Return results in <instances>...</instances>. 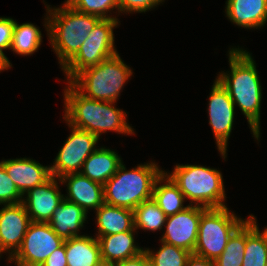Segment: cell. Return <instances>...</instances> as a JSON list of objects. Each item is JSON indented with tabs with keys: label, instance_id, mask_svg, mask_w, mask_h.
Here are the masks:
<instances>
[{
	"label": "cell",
	"instance_id": "cell-1",
	"mask_svg": "<svg viewBox=\"0 0 267 266\" xmlns=\"http://www.w3.org/2000/svg\"><path fill=\"white\" fill-rule=\"evenodd\" d=\"M229 63L231 73H220L216 79L228 91L234 104L240 107L258 140L262 88L255 61L246 50L232 48L229 51Z\"/></svg>",
	"mask_w": 267,
	"mask_h": 266
},
{
	"label": "cell",
	"instance_id": "cell-2",
	"mask_svg": "<svg viewBox=\"0 0 267 266\" xmlns=\"http://www.w3.org/2000/svg\"><path fill=\"white\" fill-rule=\"evenodd\" d=\"M64 91L65 115L68 125L95 134L98 138L106 131L133 134L126 122V113L112 106L115 102L86 98L70 82Z\"/></svg>",
	"mask_w": 267,
	"mask_h": 266
},
{
	"label": "cell",
	"instance_id": "cell-3",
	"mask_svg": "<svg viewBox=\"0 0 267 266\" xmlns=\"http://www.w3.org/2000/svg\"><path fill=\"white\" fill-rule=\"evenodd\" d=\"M45 27L59 63L63 67L88 38L96 23L101 19L96 15L84 14L74 10L66 2L63 7H47Z\"/></svg>",
	"mask_w": 267,
	"mask_h": 266
},
{
	"label": "cell",
	"instance_id": "cell-4",
	"mask_svg": "<svg viewBox=\"0 0 267 266\" xmlns=\"http://www.w3.org/2000/svg\"><path fill=\"white\" fill-rule=\"evenodd\" d=\"M163 172L152 162L127 171L122 162L114 176L103 185L105 204L134 210L152 198L155 181Z\"/></svg>",
	"mask_w": 267,
	"mask_h": 266
},
{
	"label": "cell",
	"instance_id": "cell-5",
	"mask_svg": "<svg viewBox=\"0 0 267 266\" xmlns=\"http://www.w3.org/2000/svg\"><path fill=\"white\" fill-rule=\"evenodd\" d=\"M132 70L119 54L80 71L70 83L86 98L115 102Z\"/></svg>",
	"mask_w": 267,
	"mask_h": 266
},
{
	"label": "cell",
	"instance_id": "cell-6",
	"mask_svg": "<svg viewBox=\"0 0 267 266\" xmlns=\"http://www.w3.org/2000/svg\"><path fill=\"white\" fill-rule=\"evenodd\" d=\"M179 187L190 205L205 208L226 207L223 177L219 170L200 165H176L172 174L168 175Z\"/></svg>",
	"mask_w": 267,
	"mask_h": 266
},
{
	"label": "cell",
	"instance_id": "cell-7",
	"mask_svg": "<svg viewBox=\"0 0 267 266\" xmlns=\"http://www.w3.org/2000/svg\"><path fill=\"white\" fill-rule=\"evenodd\" d=\"M245 221L227 207L207 208L199 222L198 238L194 254L215 261L224 251L231 235Z\"/></svg>",
	"mask_w": 267,
	"mask_h": 266
},
{
	"label": "cell",
	"instance_id": "cell-8",
	"mask_svg": "<svg viewBox=\"0 0 267 266\" xmlns=\"http://www.w3.org/2000/svg\"><path fill=\"white\" fill-rule=\"evenodd\" d=\"M118 19H100L79 51L62 67L70 82L80 71L116 55L113 29Z\"/></svg>",
	"mask_w": 267,
	"mask_h": 266
},
{
	"label": "cell",
	"instance_id": "cell-9",
	"mask_svg": "<svg viewBox=\"0 0 267 266\" xmlns=\"http://www.w3.org/2000/svg\"><path fill=\"white\" fill-rule=\"evenodd\" d=\"M63 243L48 222L31 221L21 247L9 261H15L17 266H41Z\"/></svg>",
	"mask_w": 267,
	"mask_h": 266
},
{
	"label": "cell",
	"instance_id": "cell-10",
	"mask_svg": "<svg viewBox=\"0 0 267 266\" xmlns=\"http://www.w3.org/2000/svg\"><path fill=\"white\" fill-rule=\"evenodd\" d=\"M70 128L72 133L57 154L54 165L50 167L51 175L58 179L66 174L79 173L84 161L96 150L95 145L99 140L88 131Z\"/></svg>",
	"mask_w": 267,
	"mask_h": 266
},
{
	"label": "cell",
	"instance_id": "cell-11",
	"mask_svg": "<svg viewBox=\"0 0 267 266\" xmlns=\"http://www.w3.org/2000/svg\"><path fill=\"white\" fill-rule=\"evenodd\" d=\"M235 104L228 91L216 79L209 96V124L212 127L216 143L222 158H226L228 138L234 120Z\"/></svg>",
	"mask_w": 267,
	"mask_h": 266
},
{
	"label": "cell",
	"instance_id": "cell-12",
	"mask_svg": "<svg viewBox=\"0 0 267 266\" xmlns=\"http://www.w3.org/2000/svg\"><path fill=\"white\" fill-rule=\"evenodd\" d=\"M206 209L189 204L185 210L167 216L166 231L161 241L193 253L197 243L201 214Z\"/></svg>",
	"mask_w": 267,
	"mask_h": 266
},
{
	"label": "cell",
	"instance_id": "cell-13",
	"mask_svg": "<svg viewBox=\"0 0 267 266\" xmlns=\"http://www.w3.org/2000/svg\"><path fill=\"white\" fill-rule=\"evenodd\" d=\"M30 223L23 203L4 205L0 210V250L8 251V259L21 247Z\"/></svg>",
	"mask_w": 267,
	"mask_h": 266
},
{
	"label": "cell",
	"instance_id": "cell-14",
	"mask_svg": "<svg viewBox=\"0 0 267 266\" xmlns=\"http://www.w3.org/2000/svg\"><path fill=\"white\" fill-rule=\"evenodd\" d=\"M56 177H51L42 185L36 186L27 192L23 198L26 211L33 222H49L54 211L64 199L61 194Z\"/></svg>",
	"mask_w": 267,
	"mask_h": 266
},
{
	"label": "cell",
	"instance_id": "cell-15",
	"mask_svg": "<svg viewBox=\"0 0 267 266\" xmlns=\"http://www.w3.org/2000/svg\"><path fill=\"white\" fill-rule=\"evenodd\" d=\"M1 162L6 173L23 196L30 189L42 185L52 177L50 166H43L33 159L17 158Z\"/></svg>",
	"mask_w": 267,
	"mask_h": 266
},
{
	"label": "cell",
	"instance_id": "cell-16",
	"mask_svg": "<svg viewBox=\"0 0 267 266\" xmlns=\"http://www.w3.org/2000/svg\"><path fill=\"white\" fill-rule=\"evenodd\" d=\"M59 181L63 184L68 182V196L64 198L74 202L83 208L97 210L104 202V186L98 182L91 181L80 173H70L62 176Z\"/></svg>",
	"mask_w": 267,
	"mask_h": 266
},
{
	"label": "cell",
	"instance_id": "cell-17",
	"mask_svg": "<svg viewBox=\"0 0 267 266\" xmlns=\"http://www.w3.org/2000/svg\"><path fill=\"white\" fill-rule=\"evenodd\" d=\"M86 218L87 212L83 208L64 198L54 211L48 224L59 237L68 240L73 237L84 236L78 233Z\"/></svg>",
	"mask_w": 267,
	"mask_h": 266
},
{
	"label": "cell",
	"instance_id": "cell-18",
	"mask_svg": "<svg viewBox=\"0 0 267 266\" xmlns=\"http://www.w3.org/2000/svg\"><path fill=\"white\" fill-rule=\"evenodd\" d=\"M226 15L238 26L258 28L267 22V0H227Z\"/></svg>",
	"mask_w": 267,
	"mask_h": 266
},
{
	"label": "cell",
	"instance_id": "cell-19",
	"mask_svg": "<svg viewBox=\"0 0 267 266\" xmlns=\"http://www.w3.org/2000/svg\"><path fill=\"white\" fill-rule=\"evenodd\" d=\"M135 230L133 228L130 231L118 234L97 236L96 238L100 244L101 260L114 265L143 252L145 249L134 244L133 232Z\"/></svg>",
	"mask_w": 267,
	"mask_h": 266
},
{
	"label": "cell",
	"instance_id": "cell-20",
	"mask_svg": "<svg viewBox=\"0 0 267 266\" xmlns=\"http://www.w3.org/2000/svg\"><path fill=\"white\" fill-rule=\"evenodd\" d=\"M121 163L122 160L115 151L102 147L90 154L79 173L104 185L114 176Z\"/></svg>",
	"mask_w": 267,
	"mask_h": 266
},
{
	"label": "cell",
	"instance_id": "cell-21",
	"mask_svg": "<svg viewBox=\"0 0 267 266\" xmlns=\"http://www.w3.org/2000/svg\"><path fill=\"white\" fill-rule=\"evenodd\" d=\"M96 215L98 236L118 234L134 228V210L104 203L96 210Z\"/></svg>",
	"mask_w": 267,
	"mask_h": 266
},
{
	"label": "cell",
	"instance_id": "cell-22",
	"mask_svg": "<svg viewBox=\"0 0 267 266\" xmlns=\"http://www.w3.org/2000/svg\"><path fill=\"white\" fill-rule=\"evenodd\" d=\"M65 252L68 266H95L102 261L96 237L84 235L65 240Z\"/></svg>",
	"mask_w": 267,
	"mask_h": 266
},
{
	"label": "cell",
	"instance_id": "cell-23",
	"mask_svg": "<svg viewBox=\"0 0 267 266\" xmlns=\"http://www.w3.org/2000/svg\"><path fill=\"white\" fill-rule=\"evenodd\" d=\"M164 181L165 184L158 186ZM152 198L166 216L181 212L189 206H183L185 196L165 171L155 181Z\"/></svg>",
	"mask_w": 267,
	"mask_h": 266
},
{
	"label": "cell",
	"instance_id": "cell-24",
	"mask_svg": "<svg viewBox=\"0 0 267 266\" xmlns=\"http://www.w3.org/2000/svg\"><path fill=\"white\" fill-rule=\"evenodd\" d=\"M242 266H265L267 263V244L261 235L256 218L246 219V246Z\"/></svg>",
	"mask_w": 267,
	"mask_h": 266
},
{
	"label": "cell",
	"instance_id": "cell-25",
	"mask_svg": "<svg viewBox=\"0 0 267 266\" xmlns=\"http://www.w3.org/2000/svg\"><path fill=\"white\" fill-rule=\"evenodd\" d=\"M42 34L32 23L15 22L10 49L20 55H31L40 47Z\"/></svg>",
	"mask_w": 267,
	"mask_h": 266
},
{
	"label": "cell",
	"instance_id": "cell-26",
	"mask_svg": "<svg viewBox=\"0 0 267 266\" xmlns=\"http://www.w3.org/2000/svg\"><path fill=\"white\" fill-rule=\"evenodd\" d=\"M167 216L153 198L143 201L134 209V228L156 231L162 229Z\"/></svg>",
	"mask_w": 267,
	"mask_h": 266
},
{
	"label": "cell",
	"instance_id": "cell-27",
	"mask_svg": "<svg viewBox=\"0 0 267 266\" xmlns=\"http://www.w3.org/2000/svg\"><path fill=\"white\" fill-rule=\"evenodd\" d=\"M246 246V220L231 235L222 254L214 261V266H242Z\"/></svg>",
	"mask_w": 267,
	"mask_h": 266
},
{
	"label": "cell",
	"instance_id": "cell-28",
	"mask_svg": "<svg viewBox=\"0 0 267 266\" xmlns=\"http://www.w3.org/2000/svg\"><path fill=\"white\" fill-rule=\"evenodd\" d=\"M162 245L156 253L146 248L144 250L151 266H186L190 252L161 241Z\"/></svg>",
	"mask_w": 267,
	"mask_h": 266
},
{
	"label": "cell",
	"instance_id": "cell-29",
	"mask_svg": "<svg viewBox=\"0 0 267 266\" xmlns=\"http://www.w3.org/2000/svg\"><path fill=\"white\" fill-rule=\"evenodd\" d=\"M65 2L78 12L96 15L101 19H117L108 16L107 13L116 8L119 12L118 0H66Z\"/></svg>",
	"mask_w": 267,
	"mask_h": 266
},
{
	"label": "cell",
	"instance_id": "cell-30",
	"mask_svg": "<svg viewBox=\"0 0 267 266\" xmlns=\"http://www.w3.org/2000/svg\"><path fill=\"white\" fill-rule=\"evenodd\" d=\"M23 195L6 173L4 165L0 162V205L22 203Z\"/></svg>",
	"mask_w": 267,
	"mask_h": 266
},
{
	"label": "cell",
	"instance_id": "cell-31",
	"mask_svg": "<svg viewBox=\"0 0 267 266\" xmlns=\"http://www.w3.org/2000/svg\"><path fill=\"white\" fill-rule=\"evenodd\" d=\"M164 0H118L120 12H146Z\"/></svg>",
	"mask_w": 267,
	"mask_h": 266
},
{
	"label": "cell",
	"instance_id": "cell-32",
	"mask_svg": "<svg viewBox=\"0 0 267 266\" xmlns=\"http://www.w3.org/2000/svg\"><path fill=\"white\" fill-rule=\"evenodd\" d=\"M15 22L12 18L0 17V50L10 49Z\"/></svg>",
	"mask_w": 267,
	"mask_h": 266
},
{
	"label": "cell",
	"instance_id": "cell-33",
	"mask_svg": "<svg viewBox=\"0 0 267 266\" xmlns=\"http://www.w3.org/2000/svg\"><path fill=\"white\" fill-rule=\"evenodd\" d=\"M41 266H68L64 243L56 249Z\"/></svg>",
	"mask_w": 267,
	"mask_h": 266
},
{
	"label": "cell",
	"instance_id": "cell-34",
	"mask_svg": "<svg viewBox=\"0 0 267 266\" xmlns=\"http://www.w3.org/2000/svg\"><path fill=\"white\" fill-rule=\"evenodd\" d=\"M113 266H151V264L146 252L143 251L134 257L117 262Z\"/></svg>",
	"mask_w": 267,
	"mask_h": 266
},
{
	"label": "cell",
	"instance_id": "cell-35",
	"mask_svg": "<svg viewBox=\"0 0 267 266\" xmlns=\"http://www.w3.org/2000/svg\"><path fill=\"white\" fill-rule=\"evenodd\" d=\"M186 266H214V261L191 253L187 260Z\"/></svg>",
	"mask_w": 267,
	"mask_h": 266
},
{
	"label": "cell",
	"instance_id": "cell-36",
	"mask_svg": "<svg viewBox=\"0 0 267 266\" xmlns=\"http://www.w3.org/2000/svg\"><path fill=\"white\" fill-rule=\"evenodd\" d=\"M12 67L8 58L4 55L3 51L0 50V71H4V69H8Z\"/></svg>",
	"mask_w": 267,
	"mask_h": 266
},
{
	"label": "cell",
	"instance_id": "cell-37",
	"mask_svg": "<svg viewBox=\"0 0 267 266\" xmlns=\"http://www.w3.org/2000/svg\"><path fill=\"white\" fill-rule=\"evenodd\" d=\"M95 266H113V264H111V263H107V262H105V261H101L100 263H98V264L95 265Z\"/></svg>",
	"mask_w": 267,
	"mask_h": 266
},
{
	"label": "cell",
	"instance_id": "cell-38",
	"mask_svg": "<svg viewBox=\"0 0 267 266\" xmlns=\"http://www.w3.org/2000/svg\"><path fill=\"white\" fill-rule=\"evenodd\" d=\"M261 235L264 237L266 244H267V228L261 233Z\"/></svg>",
	"mask_w": 267,
	"mask_h": 266
}]
</instances>
